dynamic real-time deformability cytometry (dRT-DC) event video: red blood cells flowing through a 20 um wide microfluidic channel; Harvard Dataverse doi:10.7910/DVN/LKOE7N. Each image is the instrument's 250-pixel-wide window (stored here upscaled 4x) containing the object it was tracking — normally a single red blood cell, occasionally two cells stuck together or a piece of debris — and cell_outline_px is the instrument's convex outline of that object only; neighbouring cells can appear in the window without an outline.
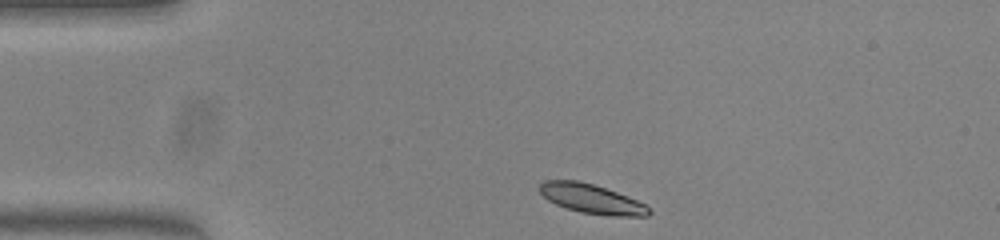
{"species": "common noctule bat (a hibernating species)", "species_latin": "Nyctalus noctula", "temperature_condition": "warm", "stored_images_in_passage": 34, "camera_frame_rate_fps": 3000, "um_per_image_px": 0.085, "animal": {"sex": "female", "body_mass_g": 23.0, "forearm_length_mm": 53.4}, "frame": {"image": 1, "passage_image": 1, "time_ms": 0.0, "image_size_px": [1000, 240], "cell_outline_px": [[652, 212], [648, 216], [608, 216], [580, 212], [556, 204], [548, 200], [540, 192], [540, 184], [544, 180], [580, 180], [628, 196], [644, 204]], "centroid_in_image_um": [50.28, 16.9], "position_along_channel_um": 34.7, "area_um2": 18.55}}
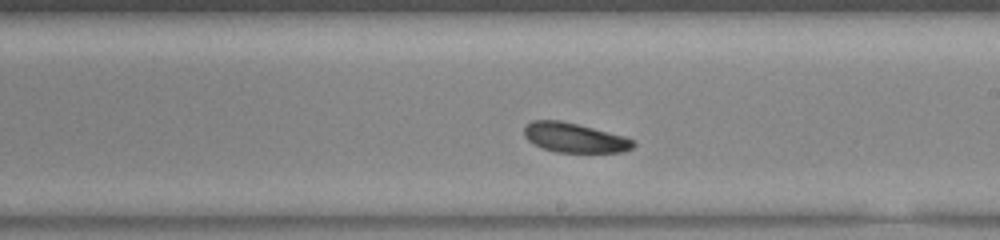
{"frame": {"image": 2, "passage_image": 20, "time_ms": 6.333, "image_size_px": [1000, 240], "cell_outline_px": [[636, 144], [632, 148], [624, 152], [556, 152], [540, 148], [528, 140], [524, 136], [524, 128], [532, 120], [560, 120], [624, 136], [636, 140]], "centroid_in_image_um": [48.84, 11.72], "position_along_channel_um": 240.2, "area_um2": 18.79}}
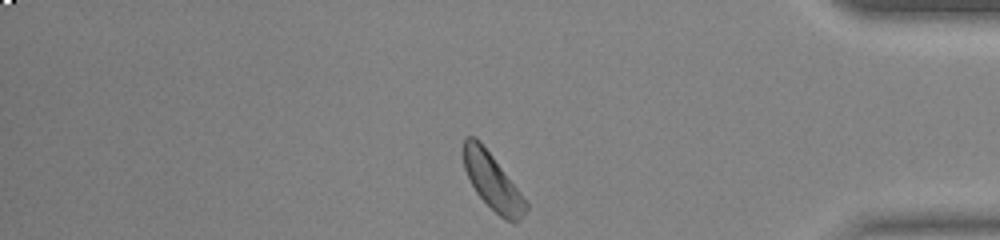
{"frame": {"image": 3, "passage_image": 34, "time_ms": 11.0, "image_size_px": [1000, 240], "cell_outline_px": [[528, 208], [524, 216], [516, 224], [504, 220], [476, 192], [464, 168], [464, 136], [476, 136], [480, 140], [520, 192], [528, 204]], "centroid_in_image_um": [41.88, 15.45], "position_along_channel_um": 393.3, "area_um2": 20.17}, "authors_computed_cell_mechanics": {"area_um2": 19.2763, "velocity_mm_per_s": 3.9061, "shape_relaxation_time_tau1_ms": 0.9613, "shape_relaxation_time_tau2_ms": 6.476, "deformation_change_tau1": 0.072, "deformation_change_tau2": 0.1393}}